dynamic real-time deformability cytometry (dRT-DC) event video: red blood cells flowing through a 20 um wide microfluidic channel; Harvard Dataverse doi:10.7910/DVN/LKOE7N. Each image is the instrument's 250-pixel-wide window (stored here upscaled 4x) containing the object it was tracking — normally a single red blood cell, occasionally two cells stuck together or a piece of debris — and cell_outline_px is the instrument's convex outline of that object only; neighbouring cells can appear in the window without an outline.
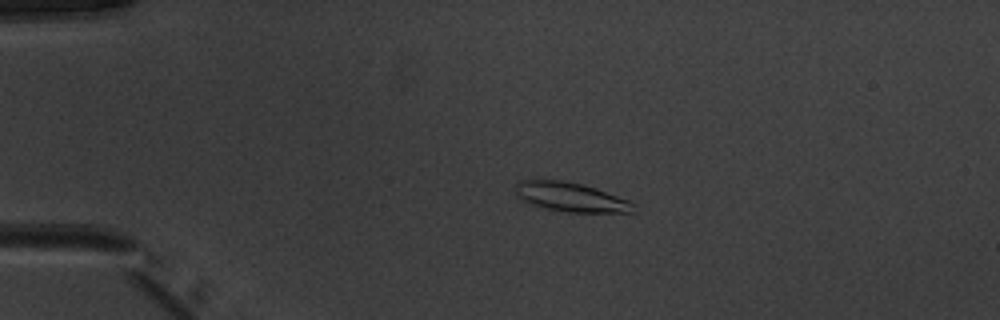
{"species": "common noctule bat (a hibernating species)", "species_latin": "Nyctalus noctula", "temperature_condition": "warm", "stored_images_in_passage": 42, "camera_frame_rate_fps": 3000, "um_per_image_px": 0.085, "animal": {"sex": "male", "body_mass_g": 20.1, "forearm_length_mm": 53.5}, "frame": {"image": 1, "passage_image": 2, "time_ms": 0.333, "image_size_px": [1000, 320], "cell_outline_px": [[636, 212], [568, 212], [536, 208], [528, 204], [516, 196], [516, 184], [520, 180], [532, 176], [536, 176], [560, 180], [580, 184], [596, 188], [628, 200], [632, 204]], "centroid_in_image_um": [48.35, 16.72], "position_along_channel_um": 36.6, "area_um2": 20.81}}
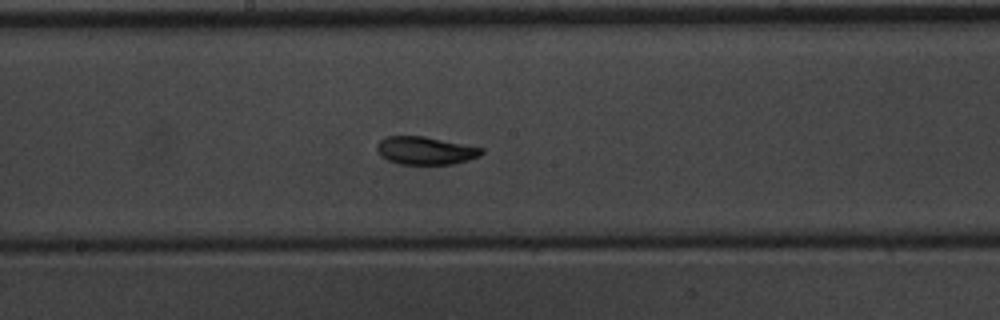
{"frame": {"image": 2, "passage_image": 19, "time_ms": 6.0, "image_size_px": [1000, 320], "cell_outline_px": [[484, 152], [480, 156], [468, 160], [452, 164], [400, 164], [388, 160], [380, 156], [376, 152], [376, 144], [384, 136], [424, 136], [484, 148]], "centroid_in_image_um": [36.13, 12.79], "position_along_channel_um": 212.1, "area_um2": 17.17}}
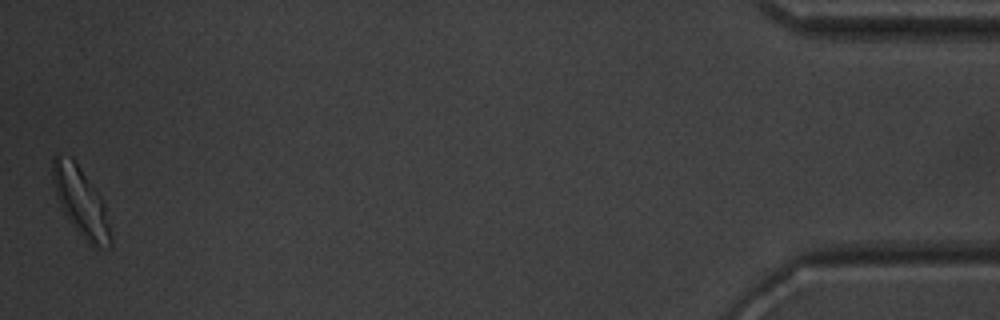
{"frame": {"image": 3, "passage_image": 42, "time_ms": 13.667, "image_size_px": [1000, 320], "cell_outline_px": [[112, 248], [92, 248], [84, 240], [68, 220], [60, 208], [56, 196], [52, 180], [52, 156], [56, 152], [72, 156], [100, 196], [104, 204], [112, 228]], "centroid_in_image_um": [6.87, 17.18], "position_along_channel_um": 428.3, "area_um2": 24.04}, "authors_computed_cell_mechanics": {"area_um2": 17.4845, "velocity_mm_per_s": 3.9235, "shape_relaxation_time_tau1_ms": 2.4258, "shape_relaxation_time_tau2_ms": 5.1327, "deformation_change_tau1": 0.1121, "deformation_change_tau2": 0.0768}}